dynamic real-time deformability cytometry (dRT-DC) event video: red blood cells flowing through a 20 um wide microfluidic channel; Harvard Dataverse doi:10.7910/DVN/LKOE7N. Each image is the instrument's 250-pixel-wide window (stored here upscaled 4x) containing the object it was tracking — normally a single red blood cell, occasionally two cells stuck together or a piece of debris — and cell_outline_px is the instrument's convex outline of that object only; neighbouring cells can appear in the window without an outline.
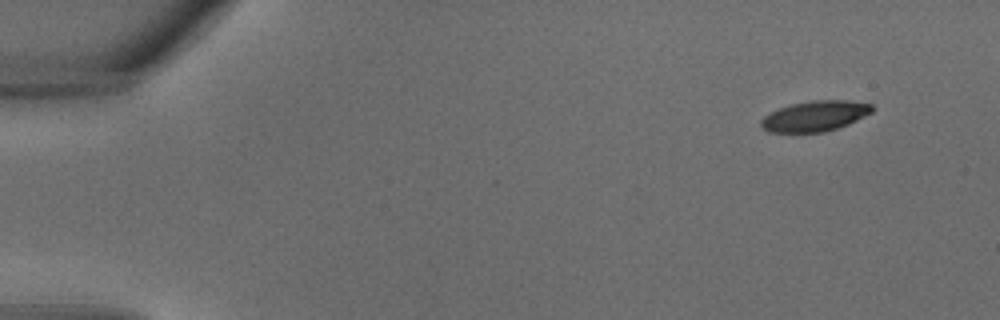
{"species": "common noctule bat (a hibernating species)", "species_latin": "Nyctalus noctula", "temperature_condition": "warm", "stored_images_in_passage": 32, "camera_frame_rate_fps": 3000, "um_per_image_px": 0.085, "animal": {"sex": "male", "body_mass_g": 18.8}, "frame": {"image": 1, "passage_image": 1, "time_ms": 0.0, "image_size_px": [1000, 320], "cell_outline_px": [[872, 112], [848, 124], [824, 132], [768, 132], [760, 124], [760, 120], [764, 116], [780, 108], [792, 104], [812, 100], [848, 100], [872, 104]], "centroid_in_image_um": [69.27, 9.86], "position_along_channel_um": 15.7, "area_um2": 19.48}}
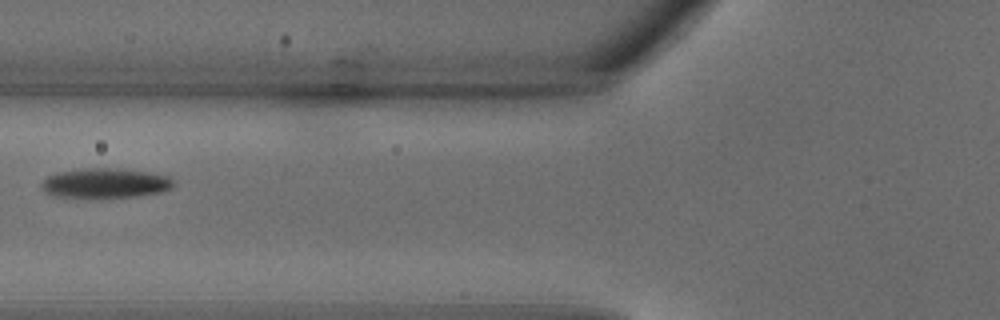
{"frame": {"image": 2, "passage_image": 12, "time_ms": 3.667, "image_size_px": [1000, 320], "cell_outline_px": [[176, 184], [172, 188], [160, 192], [140, 196], [52, 196], [44, 192], [40, 184], [48, 176], [60, 172], [84, 168], [112, 168], [144, 172], [168, 176]], "centroid_in_image_um": [8.95, 15.56], "position_along_channel_um": 116.9, "area_um2": 22.31}}
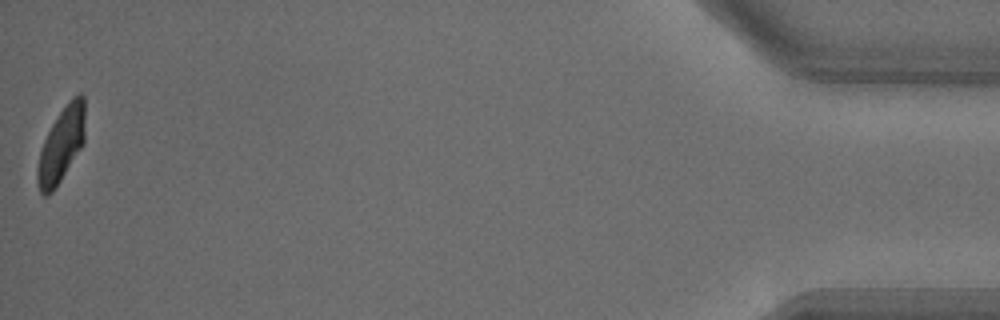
{"frame": {"image": 3, "passage_image": 32, "time_ms": 10.333, "image_size_px": [1000, 320], "cell_outline_px": [[84, 144], [56, 188], [52, 192], [44, 196], [40, 192], [36, 180], [36, 172], [40, 152], [44, 140], [52, 124], [68, 100], [72, 96], [80, 92], [84, 96]], "centroid_in_image_um": [5.22, 12.32], "position_along_channel_um": 430.0, "area_um2": 20.81}}